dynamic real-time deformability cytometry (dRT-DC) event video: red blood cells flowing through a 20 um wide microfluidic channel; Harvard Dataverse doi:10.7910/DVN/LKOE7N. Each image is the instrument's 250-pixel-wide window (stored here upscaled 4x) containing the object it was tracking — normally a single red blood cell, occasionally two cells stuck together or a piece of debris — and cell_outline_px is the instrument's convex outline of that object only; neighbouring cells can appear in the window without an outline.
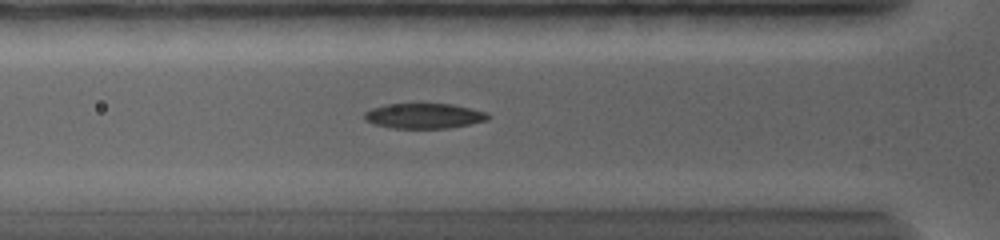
{"species": "common noctule bat (a hibernating species)", "species_latin": "Nyctalus noctula", "temperature_condition": "warm", "stored_images_in_passage": 6, "camera_frame_rate_fps": 5000, "um_per_image_px": 0.085, "animal": {"sex": "female", "body_mass_g": 19.0, "forearm_length_mm": 56.7}, "frame": {"image": 1, "passage_image": 6, "time_ms": 4.4, "image_size_px": [1000, 240], "cell_outline_px": [[492, 116], [488, 120], [448, 128], [392, 128], [376, 124], [364, 120], [364, 112], [372, 108], [384, 104], [452, 104], [472, 108], [488, 112]], "centroid_in_image_um": [36.07, 9.84], "position_along_channel_um": 89.7, "area_um2": 18.21}}